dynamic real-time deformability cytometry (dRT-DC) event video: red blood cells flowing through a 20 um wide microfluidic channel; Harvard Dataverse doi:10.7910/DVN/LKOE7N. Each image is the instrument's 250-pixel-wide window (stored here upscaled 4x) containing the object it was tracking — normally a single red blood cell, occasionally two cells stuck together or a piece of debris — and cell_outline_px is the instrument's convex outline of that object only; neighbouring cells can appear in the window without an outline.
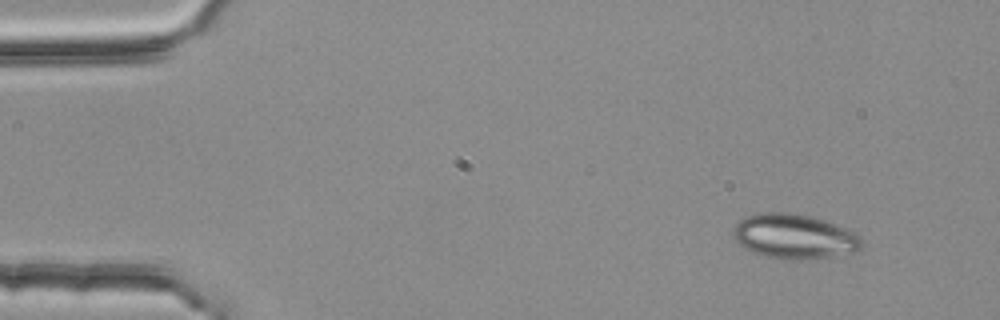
{"species": "common noctule bat (a hibernating species)", "species_latin": "Nyctalus noctula", "temperature_condition": "room temperature", "stored_images_in_passage": 3, "camera_frame_rate_fps": 3000, "um_per_image_px": 0.085, "animal": {"sex": "female", "body_mass_g": 25.1}, "frame": {"image": 1, "passage_image": 1, "time_ms": 0.0, "image_size_px": [1000, 320], "cell_outline_px": [[864, 240], [860, 248], [852, 252], [832, 256], [800, 260], [784, 260], [752, 252], [740, 244], [732, 236], [732, 228], [740, 220], [748, 216], [764, 212], [784, 212], [812, 216], [836, 224], [860, 236]], "centroid_in_image_um": [67.5, 20.1], "position_along_channel_um": 17.5, "area_um2": 33.35}}